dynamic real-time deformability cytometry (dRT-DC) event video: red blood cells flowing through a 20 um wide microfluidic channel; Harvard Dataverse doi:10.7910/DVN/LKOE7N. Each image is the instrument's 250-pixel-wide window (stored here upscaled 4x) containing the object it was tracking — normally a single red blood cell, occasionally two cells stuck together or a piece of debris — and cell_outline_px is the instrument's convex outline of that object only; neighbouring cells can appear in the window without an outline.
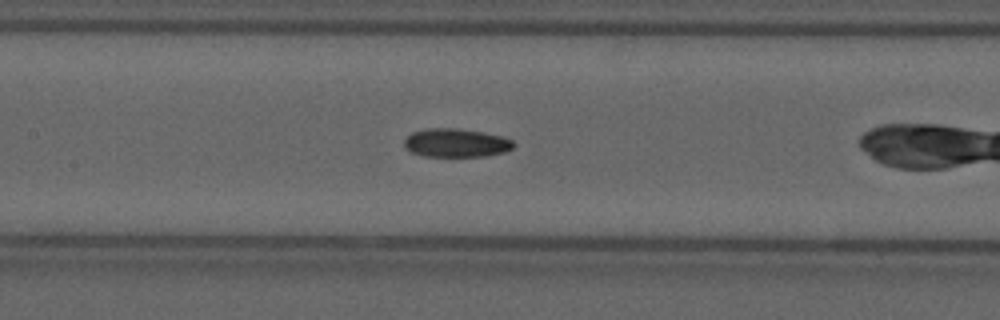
{"species": "common noctule bat (a hibernating species)", "species_latin": "Nyctalus noctula", "temperature_condition": "cold", "stored_images_in_passage": 29, "camera_frame_rate_fps": 3000, "um_per_image_px": 0.085, "animal": {"sex": "male", "forearm_length_mm": 52.5}, "frame": {"image": 1, "passage_image": 10, "time_ms": 3.0, "image_size_px": [1000, 320], "cell_outline_px": [[516, 144], [512, 148], [504, 152], [484, 156], [424, 156], [412, 152], [404, 144], [404, 140], [412, 132], [428, 128], [456, 128], [484, 132], [500, 136], [512, 140]], "centroid_in_image_um": [38.78, 12.14], "position_along_channel_um": 168.6, "area_um2": 18.03}}
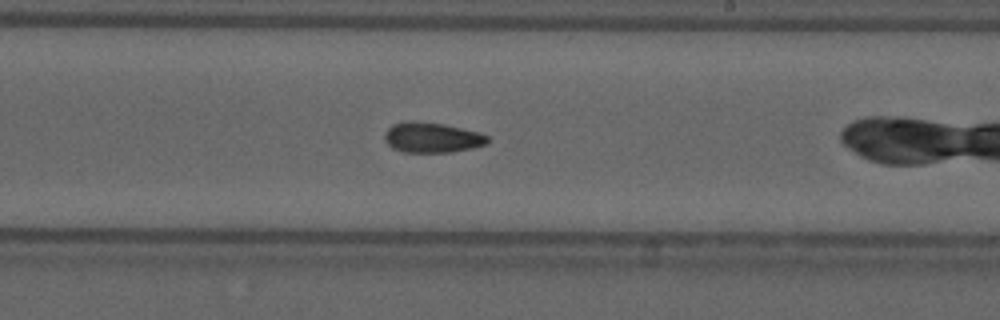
{"frame": {"image": 2, "passage_image": 17, "time_ms": 5.333, "image_size_px": [1000, 320], "cell_outline_px": [[488, 144], [472, 148], [452, 152], [404, 152], [392, 148], [384, 140], [384, 136], [388, 128], [392, 124], [408, 120], [416, 120], [444, 124], [480, 132], [488, 136]], "centroid_in_image_um": [36.72, 11.68], "position_along_channel_um": 252.3, "area_um2": 18.38}}
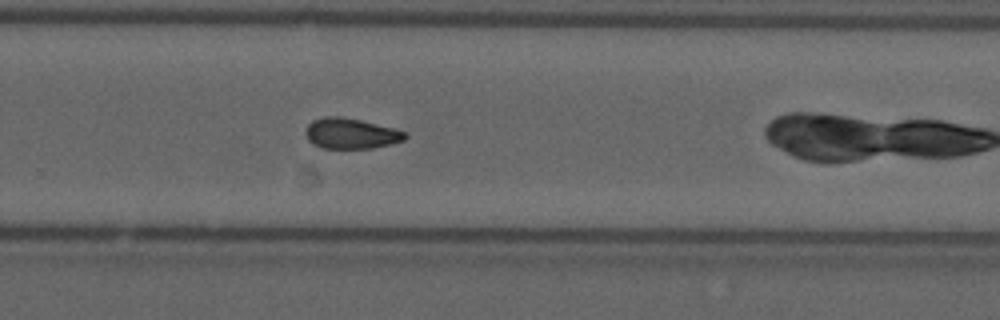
{"frame": {"image": 3, "passage_image": 21, "time_ms": 6.667, "image_size_px": [1000, 320], "cell_outline_px": [[408, 136], [404, 140], [392, 144], [372, 148], [324, 148], [312, 144], [308, 140], [304, 132], [308, 124], [312, 120], [324, 116], [336, 116], [360, 120], [408, 132]], "centroid_in_image_um": [29.82, 11.35], "position_along_channel_um": 300.0, "area_um2": 17.74}}